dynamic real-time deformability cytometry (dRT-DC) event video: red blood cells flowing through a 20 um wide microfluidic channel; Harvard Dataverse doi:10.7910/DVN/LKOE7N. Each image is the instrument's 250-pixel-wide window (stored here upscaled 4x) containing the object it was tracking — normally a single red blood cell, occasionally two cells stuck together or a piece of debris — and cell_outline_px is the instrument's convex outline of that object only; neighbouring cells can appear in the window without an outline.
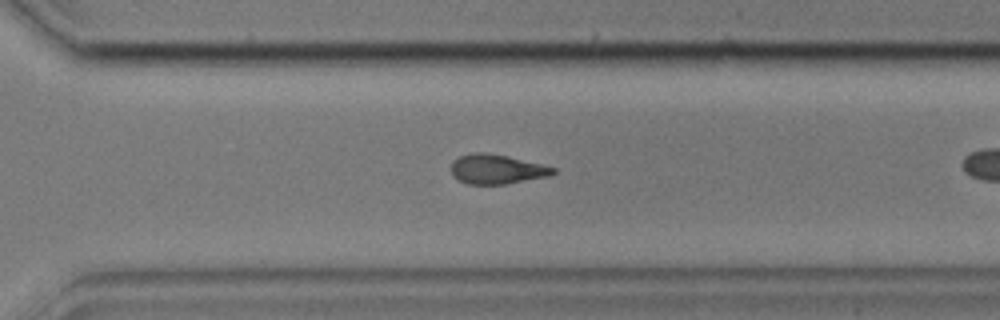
{"species": "common noctule bat (a hibernating species)", "species_latin": "Nyctalus noctula", "temperature_condition": "cold", "stored_images_in_passage": 39, "camera_frame_rate_fps": 3000, "um_per_image_px": 0.085, "animal": {"sex": "male", "body_mass_g": 17.9, "forearm_length_mm": 54.2}, "frame": {"image": 1, "passage_image": 34, "time_ms": 11.0, "image_size_px": [1000, 320], "cell_outline_px": [[556, 172], [552, 176], [504, 184], [468, 184], [456, 180], [452, 176], [452, 160], [460, 156], [472, 152], [484, 152], [508, 156], [556, 168]], "centroid_in_image_um": [42.21, 14.38], "position_along_channel_um": 328.4, "area_um2": 17.69}}